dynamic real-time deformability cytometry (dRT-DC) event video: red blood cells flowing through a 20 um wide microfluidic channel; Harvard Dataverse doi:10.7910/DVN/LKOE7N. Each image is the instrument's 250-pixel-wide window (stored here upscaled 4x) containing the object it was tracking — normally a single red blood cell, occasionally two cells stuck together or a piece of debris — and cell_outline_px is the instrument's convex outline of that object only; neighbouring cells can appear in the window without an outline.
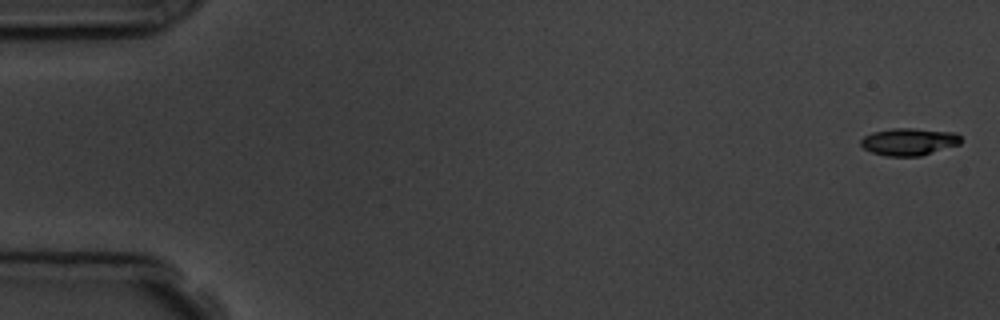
{"species": "common noctule bat (a hibernating species)", "species_latin": "Nyctalus noctula", "temperature_condition": "room temperature", "stored_images_in_passage": 7, "camera_frame_rate_fps": 3000, "um_per_image_px": 0.085, "animal": {"sex": "male", "body_mass_g": 19.5, "forearm_length_mm": 54.6}, "frame": {"image": 1, "passage_image": 1, "time_ms": 0.0, "image_size_px": [1000, 320], "cell_outline_px": [[960, 144], [920, 156], [888, 156], [872, 152], [864, 148], [860, 144], [860, 140], [864, 136], [872, 132], [892, 128], [912, 128], [956, 132], [960, 136]], "centroid_in_image_um": [77.25, 12.03], "position_along_channel_um": 7.7, "area_um2": 15.9}}
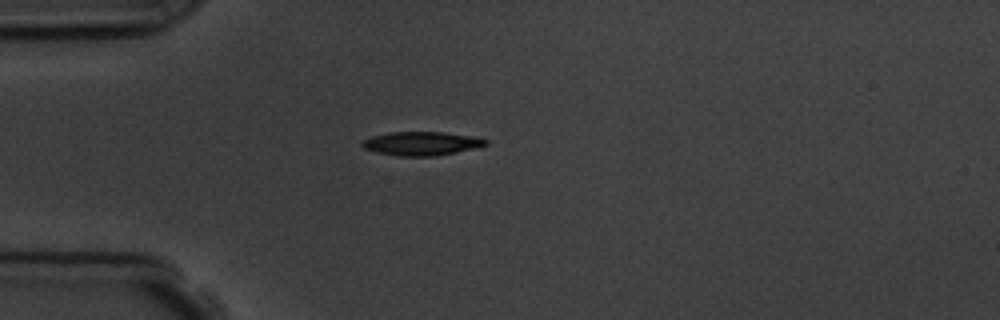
{"frame": {"image": 2, "passage_image": 5, "time_ms": 4.667, "image_size_px": [1000, 320], "cell_outline_px": [[488, 144], [456, 152], [436, 156], [400, 156], [376, 152], [364, 148], [360, 144], [360, 140], [372, 136], [388, 132], [444, 132], [468, 136], [488, 140]], "centroid_in_image_um": [35.74, 12.19], "position_along_channel_um": 49.3, "area_um2": 16.94}}